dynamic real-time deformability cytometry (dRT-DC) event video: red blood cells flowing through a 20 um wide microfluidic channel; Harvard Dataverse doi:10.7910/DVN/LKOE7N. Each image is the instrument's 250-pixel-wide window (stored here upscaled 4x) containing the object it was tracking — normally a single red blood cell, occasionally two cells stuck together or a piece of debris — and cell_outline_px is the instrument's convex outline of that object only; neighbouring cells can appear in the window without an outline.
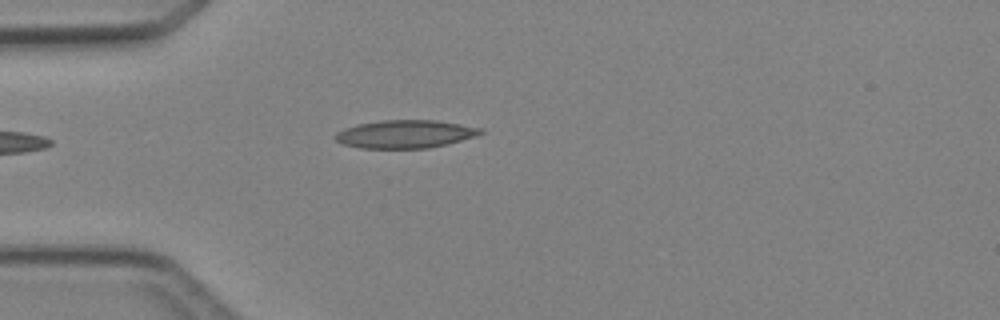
{"species": "Egyptian fruit bat (a non-hibernating species)", "species_latin": "Rousettus aegyptiacus", "temperature_condition": "cold", "stored_images_in_passage": 4, "camera_frame_rate_fps": 3000, "um_per_image_px": 0.085, "animal": {"sex": "female"}, "frame": {"image": 1, "passage_image": 4, "time_ms": 3.667, "image_size_px": [1000, 320], "cell_outline_px": [[484, 132], [476, 136], [448, 144], [428, 148], [360, 148], [344, 144], [336, 140], [332, 136], [336, 132], [344, 128], [356, 124], [380, 120], [436, 120], [484, 128]], "centroid_in_image_um": [34.44, 11.39], "position_along_channel_um": 50.6, "area_um2": 23.93}}